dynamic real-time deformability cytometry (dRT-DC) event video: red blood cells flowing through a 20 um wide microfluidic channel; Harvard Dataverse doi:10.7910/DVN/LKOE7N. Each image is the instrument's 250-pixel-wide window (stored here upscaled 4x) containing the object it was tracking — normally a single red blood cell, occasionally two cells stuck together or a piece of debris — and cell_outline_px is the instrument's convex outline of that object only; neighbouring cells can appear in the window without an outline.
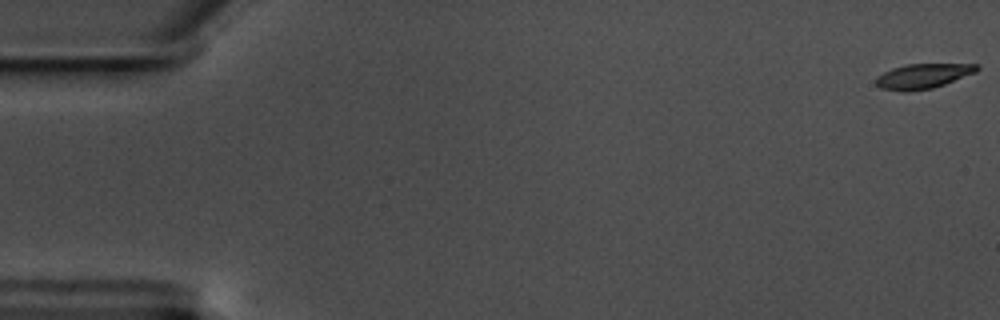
{"species": "common noctule bat (a hibernating species)", "species_latin": "Nyctalus noctula", "temperature_condition": "warm", "stored_images_in_passage": 26, "camera_frame_rate_fps": 3000, "um_per_image_px": 0.085, "animal": {"sex": "male", "body_mass_g": 17.5, "forearm_length_mm": 52.3}, "frame": {"image": 1, "passage_image": 1, "time_ms": 0.0, "image_size_px": [1000, 320], "cell_outline_px": [[980, 68], [976, 72], [944, 84], [932, 88], [908, 92], [904, 92], [880, 88], [876, 84], [876, 76], [892, 68], [908, 64], [980, 64]], "centroid_in_image_um": [78.44, 6.47], "position_along_channel_um": 6.6, "area_um2": 14.62}}
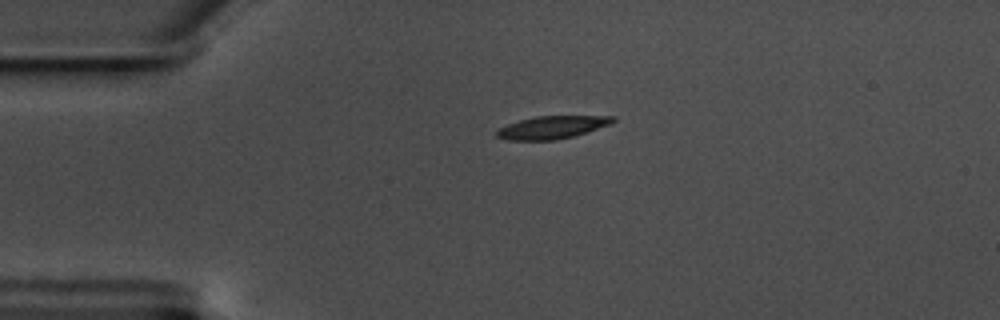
{"frame": {"image": 2, "passage_image": 14, "time_ms": 4.333, "image_size_px": [1000, 320], "cell_outline_px": [[616, 120], [612, 124], [572, 136], [556, 140], [508, 140], [496, 136], [496, 132], [500, 128], [508, 124], [520, 120], [536, 116], [616, 116]], "centroid_in_image_um": [46.95, 10.82], "position_along_channel_um": 38.0, "area_um2": 15.26}}